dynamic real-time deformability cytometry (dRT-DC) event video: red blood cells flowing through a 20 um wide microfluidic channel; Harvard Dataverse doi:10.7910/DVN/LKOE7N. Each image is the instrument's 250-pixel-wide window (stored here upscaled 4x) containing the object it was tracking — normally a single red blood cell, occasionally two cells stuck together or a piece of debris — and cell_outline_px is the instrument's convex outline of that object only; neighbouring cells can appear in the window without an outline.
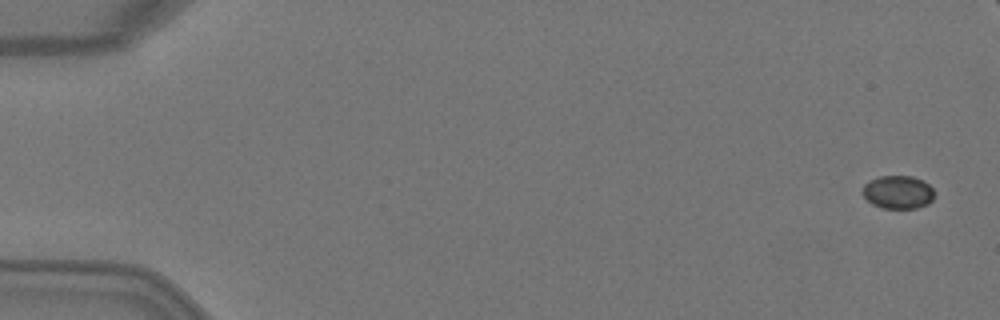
{"species": "Egyptian fruit bat (a non-hibernating species)", "species_latin": "Rousettus aegyptiacus", "temperature_condition": "warm", "stored_images_in_passage": 5, "camera_frame_rate_fps": 3000, "um_per_image_px": 0.085, "animal": {"sex": "female"}, "frame": {"image": 1, "passage_image": 1, "time_ms": 0.0, "image_size_px": [1000, 320], "cell_outline_px": [[936, 192], [932, 200], [928, 204], [916, 208], [884, 208], [872, 204], [860, 192], [864, 184], [868, 180], [880, 176], [912, 176], [924, 180]], "centroid_in_image_um": [76.33, 16.32], "position_along_channel_um": 8.7, "area_um2": 14.1}}